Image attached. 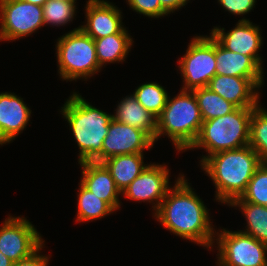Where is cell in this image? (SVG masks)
Returning a JSON list of instances; mask_svg holds the SVG:
<instances>
[{"mask_svg":"<svg viewBox=\"0 0 267 266\" xmlns=\"http://www.w3.org/2000/svg\"><path fill=\"white\" fill-rule=\"evenodd\" d=\"M177 178L154 217L173 234L211 248L215 242L216 231L214 232L211 226L209 210L195 194L184 175Z\"/></svg>","mask_w":267,"mask_h":266,"instance_id":"1","label":"cell"},{"mask_svg":"<svg viewBox=\"0 0 267 266\" xmlns=\"http://www.w3.org/2000/svg\"><path fill=\"white\" fill-rule=\"evenodd\" d=\"M261 164L257 152L248 145L209 156L201 164V169L215 184L216 200L229 205L245 192L248 182Z\"/></svg>","mask_w":267,"mask_h":266,"instance_id":"2","label":"cell"},{"mask_svg":"<svg viewBox=\"0 0 267 266\" xmlns=\"http://www.w3.org/2000/svg\"><path fill=\"white\" fill-rule=\"evenodd\" d=\"M61 108L60 112L69 123L80 149L78 163H102L103 141L113 115L93 107L76 92H73Z\"/></svg>","mask_w":267,"mask_h":266,"instance_id":"3","label":"cell"},{"mask_svg":"<svg viewBox=\"0 0 267 266\" xmlns=\"http://www.w3.org/2000/svg\"><path fill=\"white\" fill-rule=\"evenodd\" d=\"M156 119L155 141L167 135L178 152L192 146L203 123L194 92L182 89L174 98L168 96L166 106Z\"/></svg>","mask_w":267,"mask_h":266,"instance_id":"4","label":"cell"},{"mask_svg":"<svg viewBox=\"0 0 267 266\" xmlns=\"http://www.w3.org/2000/svg\"><path fill=\"white\" fill-rule=\"evenodd\" d=\"M254 108H236L224 116L203 121L200 132L189 148H202L209 156L227 150L240 149L249 145L250 118Z\"/></svg>","mask_w":267,"mask_h":266,"instance_id":"5","label":"cell"},{"mask_svg":"<svg viewBox=\"0 0 267 266\" xmlns=\"http://www.w3.org/2000/svg\"><path fill=\"white\" fill-rule=\"evenodd\" d=\"M56 54L60 78L73 81L87 79L101 70L94 39L80 27L57 40Z\"/></svg>","mask_w":267,"mask_h":266,"instance_id":"6","label":"cell"},{"mask_svg":"<svg viewBox=\"0 0 267 266\" xmlns=\"http://www.w3.org/2000/svg\"><path fill=\"white\" fill-rule=\"evenodd\" d=\"M178 62L184 82L182 90L207 87L216 75L215 38L195 36Z\"/></svg>","mask_w":267,"mask_h":266,"instance_id":"7","label":"cell"},{"mask_svg":"<svg viewBox=\"0 0 267 266\" xmlns=\"http://www.w3.org/2000/svg\"><path fill=\"white\" fill-rule=\"evenodd\" d=\"M219 266H267V244L241 231L216 233Z\"/></svg>","mask_w":267,"mask_h":266,"instance_id":"8","label":"cell"},{"mask_svg":"<svg viewBox=\"0 0 267 266\" xmlns=\"http://www.w3.org/2000/svg\"><path fill=\"white\" fill-rule=\"evenodd\" d=\"M0 41L17 40L44 26L42 6L22 0H0Z\"/></svg>","mask_w":267,"mask_h":266,"instance_id":"9","label":"cell"},{"mask_svg":"<svg viewBox=\"0 0 267 266\" xmlns=\"http://www.w3.org/2000/svg\"><path fill=\"white\" fill-rule=\"evenodd\" d=\"M0 227V251L13 263L29 257L43 239L32 223L24 217H7Z\"/></svg>","mask_w":267,"mask_h":266,"instance_id":"10","label":"cell"},{"mask_svg":"<svg viewBox=\"0 0 267 266\" xmlns=\"http://www.w3.org/2000/svg\"><path fill=\"white\" fill-rule=\"evenodd\" d=\"M169 180V169L166 165L150 163L121 194L136 202L156 203L154 207L152 206L156 212L170 189Z\"/></svg>","mask_w":267,"mask_h":266,"instance_id":"11","label":"cell"},{"mask_svg":"<svg viewBox=\"0 0 267 266\" xmlns=\"http://www.w3.org/2000/svg\"><path fill=\"white\" fill-rule=\"evenodd\" d=\"M154 143L146 132L113 118L103 141L102 162L116 155L143 153L145 149L150 150Z\"/></svg>","mask_w":267,"mask_h":266,"instance_id":"12","label":"cell"},{"mask_svg":"<svg viewBox=\"0 0 267 266\" xmlns=\"http://www.w3.org/2000/svg\"><path fill=\"white\" fill-rule=\"evenodd\" d=\"M235 26L227 33L224 28L214 27L210 34L225 49L250 56L262 68V58L258 54L262 44L260 28L245 18Z\"/></svg>","mask_w":267,"mask_h":266,"instance_id":"13","label":"cell"},{"mask_svg":"<svg viewBox=\"0 0 267 266\" xmlns=\"http://www.w3.org/2000/svg\"><path fill=\"white\" fill-rule=\"evenodd\" d=\"M85 8L87 23L80 28L93 39L120 33L124 29L122 12L114 4L104 0H88Z\"/></svg>","mask_w":267,"mask_h":266,"instance_id":"14","label":"cell"},{"mask_svg":"<svg viewBox=\"0 0 267 266\" xmlns=\"http://www.w3.org/2000/svg\"><path fill=\"white\" fill-rule=\"evenodd\" d=\"M207 87L237 108H256L260 102L259 88L249 78L216 74Z\"/></svg>","mask_w":267,"mask_h":266,"instance_id":"15","label":"cell"},{"mask_svg":"<svg viewBox=\"0 0 267 266\" xmlns=\"http://www.w3.org/2000/svg\"><path fill=\"white\" fill-rule=\"evenodd\" d=\"M31 110L15 93H0V145L10 143L27 126Z\"/></svg>","mask_w":267,"mask_h":266,"instance_id":"16","label":"cell"},{"mask_svg":"<svg viewBox=\"0 0 267 266\" xmlns=\"http://www.w3.org/2000/svg\"><path fill=\"white\" fill-rule=\"evenodd\" d=\"M216 74L249 78L259 89L264 85L263 68L250 56L225 49L215 39Z\"/></svg>","mask_w":267,"mask_h":266,"instance_id":"17","label":"cell"},{"mask_svg":"<svg viewBox=\"0 0 267 266\" xmlns=\"http://www.w3.org/2000/svg\"><path fill=\"white\" fill-rule=\"evenodd\" d=\"M82 170L81 183L100 199L107 202L115 211L120 208L119 195L110 171L103 163L85 161L79 163Z\"/></svg>","mask_w":267,"mask_h":266,"instance_id":"18","label":"cell"},{"mask_svg":"<svg viewBox=\"0 0 267 266\" xmlns=\"http://www.w3.org/2000/svg\"><path fill=\"white\" fill-rule=\"evenodd\" d=\"M115 111V120L146 132L155 142L157 119L133 95L123 98Z\"/></svg>","mask_w":267,"mask_h":266,"instance_id":"19","label":"cell"},{"mask_svg":"<svg viewBox=\"0 0 267 266\" xmlns=\"http://www.w3.org/2000/svg\"><path fill=\"white\" fill-rule=\"evenodd\" d=\"M143 153L116 155L102 163L110 171L117 188L122 192L148 166Z\"/></svg>","mask_w":267,"mask_h":266,"instance_id":"20","label":"cell"},{"mask_svg":"<svg viewBox=\"0 0 267 266\" xmlns=\"http://www.w3.org/2000/svg\"><path fill=\"white\" fill-rule=\"evenodd\" d=\"M124 28L120 33H115L99 39H94L95 50L100 67L106 63L123 62L134 42Z\"/></svg>","mask_w":267,"mask_h":266,"instance_id":"21","label":"cell"},{"mask_svg":"<svg viewBox=\"0 0 267 266\" xmlns=\"http://www.w3.org/2000/svg\"><path fill=\"white\" fill-rule=\"evenodd\" d=\"M229 205L239 207L246 218L247 231H240L267 244V209L261 205L245 202L240 197L234 199Z\"/></svg>","mask_w":267,"mask_h":266,"instance_id":"22","label":"cell"},{"mask_svg":"<svg viewBox=\"0 0 267 266\" xmlns=\"http://www.w3.org/2000/svg\"><path fill=\"white\" fill-rule=\"evenodd\" d=\"M79 186L76 221L88 222L100 219L115 211L107 202L93 194L81 182Z\"/></svg>","mask_w":267,"mask_h":266,"instance_id":"23","label":"cell"},{"mask_svg":"<svg viewBox=\"0 0 267 266\" xmlns=\"http://www.w3.org/2000/svg\"><path fill=\"white\" fill-rule=\"evenodd\" d=\"M192 91L196 97L203 121L224 116L237 108L208 87L197 88Z\"/></svg>","mask_w":267,"mask_h":266,"instance_id":"24","label":"cell"},{"mask_svg":"<svg viewBox=\"0 0 267 266\" xmlns=\"http://www.w3.org/2000/svg\"><path fill=\"white\" fill-rule=\"evenodd\" d=\"M249 145L261 162L267 164V111L260 104L253 109L250 118Z\"/></svg>","mask_w":267,"mask_h":266,"instance_id":"25","label":"cell"},{"mask_svg":"<svg viewBox=\"0 0 267 266\" xmlns=\"http://www.w3.org/2000/svg\"><path fill=\"white\" fill-rule=\"evenodd\" d=\"M133 96L147 111L157 118L166 106L168 93L163 86L155 82H147L137 87Z\"/></svg>","mask_w":267,"mask_h":266,"instance_id":"26","label":"cell"},{"mask_svg":"<svg viewBox=\"0 0 267 266\" xmlns=\"http://www.w3.org/2000/svg\"><path fill=\"white\" fill-rule=\"evenodd\" d=\"M240 198L267 209V164L262 163L257 168Z\"/></svg>","mask_w":267,"mask_h":266,"instance_id":"27","label":"cell"},{"mask_svg":"<svg viewBox=\"0 0 267 266\" xmlns=\"http://www.w3.org/2000/svg\"><path fill=\"white\" fill-rule=\"evenodd\" d=\"M75 9V3L47 0L42 6L44 24L63 26L73 20Z\"/></svg>","mask_w":267,"mask_h":266,"instance_id":"28","label":"cell"},{"mask_svg":"<svg viewBox=\"0 0 267 266\" xmlns=\"http://www.w3.org/2000/svg\"><path fill=\"white\" fill-rule=\"evenodd\" d=\"M133 11L151 18L168 15L159 0H126Z\"/></svg>","mask_w":267,"mask_h":266,"instance_id":"29","label":"cell"},{"mask_svg":"<svg viewBox=\"0 0 267 266\" xmlns=\"http://www.w3.org/2000/svg\"><path fill=\"white\" fill-rule=\"evenodd\" d=\"M218 2L231 14L244 15L255 7L256 0H218Z\"/></svg>","mask_w":267,"mask_h":266,"instance_id":"30","label":"cell"},{"mask_svg":"<svg viewBox=\"0 0 267 266\" xmlns=\"http://www.w3.org/2000/svg\"><path fill=\"white\" fill-rule=\"evenodd\" d=\"M43 248V244L29 257H26L24 259H21L20 261H17L16 263H13L12 266H47L49 258L48 256L40 255L39 251Z\"/></svg>","mask_w":267,"mask_h":266,"instance_id":"31","label":"cell"},{"mask_svg":"<svg viewBox=\"0 0 267 266\" xmlns=\"http://www.w3.org/2000/svg\"><path fill=\"white\" fill-rule=\"evenodd\" d=\"M161 7L170 14L175 10H179V8L185 6L187 4V0H159Z\"/></svg>","mask_w":267,"mask_h":266,"instance_id":"32","label":"cell"},{"mask_svg":"<svg viewBox=\"0 0 267 266\" xmlns=\"http://www.w3.org/2000/svg\"><path fill=\"white\" fill-rule=\"evenodd\" d=\"M13 262L0 251V266H12Z\"/></svg>","mask_w":267,"mask_h":266,"instance_id":"33","label":"cell"},{"mask_svg":"<svg viewBox=\"0 0 267 266\" xmlns=\"http://www.w3.org/2000/svg\"><path fill=\"white\" fill-rule=\"evenodd\" d=\"M28 3H32V4H36L39 6H43V4L47 1V0H22Z\"/></svg>","mask_w":267,"mask_h":266,"instance_id":"34","label":"cell"},{"mask_svg":"<svg viewBox=\"0 0 267 266\" xmlns=\"http://www.w3.org/2000/svg\"><path fill=\"white\" fill-rule=\"evenodd\" d=\"M56 1H63V2H67V3H76V0H56Z\"/></svg>","mask_w":267,"mask_h":266,"instance_id":"35","label":"cell"}]
</instances>
